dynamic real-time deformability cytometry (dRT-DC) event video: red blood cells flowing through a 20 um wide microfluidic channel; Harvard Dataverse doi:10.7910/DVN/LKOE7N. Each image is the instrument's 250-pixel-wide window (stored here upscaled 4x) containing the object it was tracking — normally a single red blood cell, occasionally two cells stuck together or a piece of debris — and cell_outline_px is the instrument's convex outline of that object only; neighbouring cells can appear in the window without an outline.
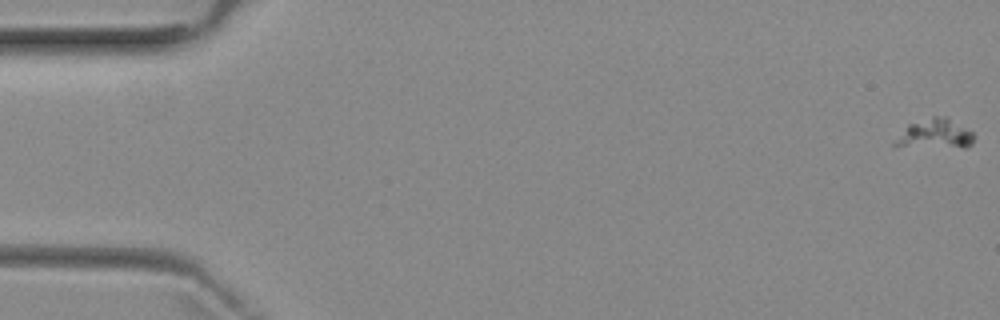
{"species": "common noctule bat (a hibernating species)", "species_latin": "Nyctalus noctula", "temperature_condition": "room temperature", "stored_images_in_passage": 5, "camera_frame_rate_fps": 3000, "um_per_image_px": 0.085, "animal": {"sex": "female", "body_mass_g": 29.2, "forearm_length_mm": 56.3}, "frame": {"image": 1, "passage_image": 1, "time_ms": 0.0, "image_size_px": [1000, 320], "cell_outline_px": [[976, 136], [972, 144], [964, 148], [892, 144], [908, 124], [932, 116], [948, 116], [972, 132]], "centroid_in_image_um": [79.58, 11.35], "position_along_channel_um": 5.4, "area_um2": 13.35}}
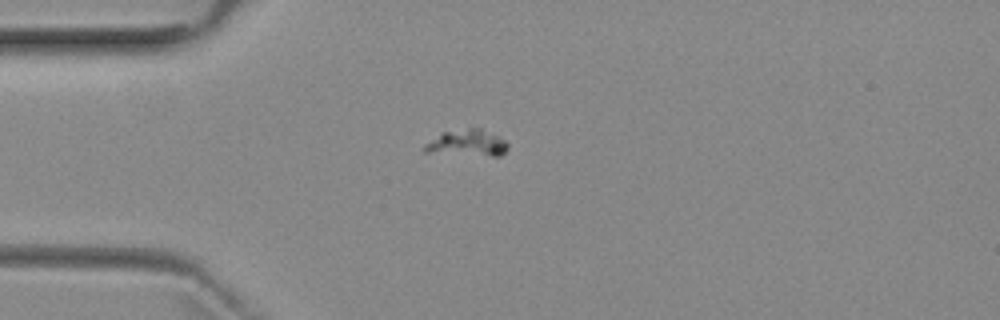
{"frame": {"image": 2, "passage_image": 5, "time_ms": 4.667, "image_size_px": [1000, 320], "cell_outline_px": [[508, 148], [500, 156], [492, 156], [424, 152], [420, 148], [424, 144], [440, 132], [468, 128], [480, 128], [504, 140], [508, 144]], "centroid_in_image_um": [39.65, 12.16], "position_along_channel_um": 45.4, "area_um2": 12.89}}